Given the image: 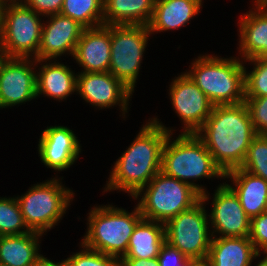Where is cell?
<instances>
[{"mask_svg":"<svg viewBox=\"0 0 267 266\" xmlns=\"http://www.w3.org/2000/svg\"><path fill=\"white\" fill-rule=\"evenodd\" d=\"M195 134L224 173L241 167L250 143L257 135L245 102L214 106Z\"/></svg>","mask_w":267,"mask_h":266,"instance_id":"6da1fadb","label":"cell"},{"mask_svg":"<svg viewBox=\"0 0 267 266\" xmlns=\"http://www.w3.org/2000/svg\"><path fill=\"white\" fill-rule=\"evenodd\" d=\"M157 118L143 125L140 132L115 162L105 191L119 190L134 197L161 171L162 150L171 129Z\"/></svg>","mask_w":267,"mask_h":266,"instance_id":"7a4b0ae2","label":"cell"},{"mask_svg":"<svg viewBox=\"0 0 267 266\" xmlns=\"http://www.w3.org/2000/svg\"><path fill=\"white\" fill-rule=\"evenodd\" d=\"M169 134L162 150L161 171L195 188L201 195L207 190L189 180L225 177L203 141L195 133H182L171 141Z\"/></svg>","mask_w":267,"mask_h":266,"instance_id":"3957f363","label":"cell"},{"mask_svg":"<svg viewBox=\"0 0 267 266\" xmlns=\"http://www.w3.org/2000/svg\"><path fill=\"white\" fill-rule=\"evenodd\" d=\"M185 73L216 105H235L245 101V67L243 61L202 55Z\"/></svg>","mask_w":267,"mask_h":266,"instance_id":"277c9868","label":"cell"},{"mask_svg":"<svg viewBox=\"0 0 267 266\" xmlns=\"http://www.w3.org/2000/svg\"><path fill=\"white\" fill-rule=\"evenodd\" d=\"M143 218L138 205L129 213L123 208L101 205L90 211L82 245L121 260L127 253L134 228Z\"/></svg>","mask_w":267,"mask_h":266,"instance_id":"5b68a950","label":"cell"},{"mask_svg":"<svg viewBox=\"0 0 267 266\" xmlns=\"http://www.w3.org/2000/svg\"><path fill=\"white\" fill-rule=\"evenodd\" d=\"M139 196L142 198L137 205L143 218L163 224L201 200V194L191 185L162 171L158 172L134 199Z\"/></svg>","mask_w":267,"mask_h":266,"instance_id":"8992f818","label":"cell"},{"mask_svg":"<svg viewBox=\"0 0 267 266\" xmlns=\"http://www.w3.org/2000/svg\"><path fill=\"white\" fill-rule=\"evenodd\" d=\"M34 184L26 194L16 197L24 222L30 231L44 234L62 219L74 193L55 177Z\"/></svg>","mask_w":267,"mask_h":266,"instance_id":"52a82bcc","label":"cell"},{"mask_svg":"<svg viewBox=\"0 0 267 266\" xmlns=\"http://www.w3.org/2000/svg\"><path fill=\"white\" fill-rule=\"evenodd\" d=\"M39 16L23 3L0 7V47L6 57L37 55L43 26Z\"/></svg>","mask_w":267,"mask_h":266,"instance_id":"ba28073f","label":"cell"},{"mask_svg":"<svg viewBox=\"0 0 267 266\" xmlns=\"http://www.w3.org/2000/svg\"><path fill=\"white\" fill-rule=\"evenodd\" d=\"M207 200L208 191L201 195V200L197 204L164 224L165 241L195 262L206 261L212 239V234L209 233L211 231L208 230L209 216L204 206Z\"/></svg>","mask_w":267,"mask_h":266,"instance_id":"9c48e42d","label":"cell"},{"mask_svg":"<svg viewBox=\"0 0 267 266\" xmlns=\"http://www.w3.org/2000/svg\"><path fill=\"white\" fill-rule=\"evenodd\" d=\"M150 34L146 25H111L109 72L133 92Z\"/></svg>","mask_w":267,"mask_h":266,"instance_id":"30bf717a","label":"cell"},{"mask_svg":"<svg viewBox=\"0 0 267 266\" xmlns=\"http://www.w3.org/2000/svg\"><path fill=\"white\" fill-rule=\"evenodd\" d=\"M169 86L170 101L184 124L183 133H197L214 105L186 73L174 78Z\"/></svg>","mask_w":267,"mask_h":266,"instance_id":"8fae6325","label":"cell"},{"mask_svg":"<svg viewBox=\"0 0 267 266\" xmlns=\"http://www.w3.org/2000/svg\"><path fill=\"white\" fill-rule=\"evenodd\" d=\"M37 63L35 58H5L0 66L1 109L37 98L36 71H33Z\"/></svg>","mask_w":267,"mask_h":266,"instance_id":"7c38bea8","label":"cell"},{"mask_svg":"<svg viewBox=\"0 0 267 266\" xmlns=\"http://www.w3.org/2000/svg\"><path fill=\"white\" fill-rule=\"evenodd\" d=\"M76 92L83 100L99 108L119 105L125 117L133 91L110 72H79Z\"/></svg>","mask_w":267,"mask_h":266,"instance_id":"4fadbf2b","label":"cell"},{"mask_svg":"<svg viewBox=\"0 0 267 266\" xmlns=\"http://www.w3.org/2000/svg\"><path fill=\"white\" fill-rule=\"evenodd\" d=\"M209 216L213 233L219 237H248L250 218L244 212L236 193L226 182L215 190Z\"/></svg>","mask_w":267,"mask_h":266,"instance_id":"5bb4252c","label":"cell"},{"mask_svg":"<svg viewBox=\"0 0 267 266\" xmlns=\"http://www.w3.org/2000/svg\"><path fill=\"white\" fill-rule=\"evenodd\" d=\"M49 17L48 25L44 23L42 26L39 50L34 58L36 60H55L65 53L72 56L85 28L77 21L62 14H53Z\"/></svg>","mask_w":267,"mask_h":266,"instance_id":"9a60e30c","label":"cell"},{"mask_svg":"<svg viewBox=\"0 0 267 266\" xmlns=\"http://www.w3.org/2000/svg\"><path fill=\"white\" fill-rule=\"evenodd\" d=\"M73 132L66 126H50L42 132L38 153L46 167L63 171L78 159L81 146Z\"/></svg>","mask_w":267,"mask_h":266,"instance_id":"2e32d148","label":"cell"},{"mask_svg":"<svg viewBox=\"0 0 267 266\" xmlns=\"http://www.w3.org/2000/svg\"><path fill=\"white\" fill-rule=\"evenodd\" d=\"M111 25L87 28L82 31L73 58L84 70L81 72H109Z\"/></svg>","mask_w":267,"mask_h":266,"instance_id":"e0dca14e","label":"cell"},{"mask_svg":"<svg viewBox=\"0 0 267 266\" xmlns=\"http://www.w3.org/2000/svg\"><path fill=\"white\" fill-rule=\"evenodd\" d=\"M254 3L256 8L246 12L239 21L238 49L245 62L252 58H267V8L261 2Z\"/></svg>","mask_w":267,"mask_h":266,"instance_id":"ac0fdd59","label":"cell"},{"mask_svg":"<svg viewBox=\"0 0 267 266\" xmlns=\"http://www.w3.org/2000/svg\"><path fill=\"white\" fill-rule=\"evenodd\" d=\"M224 178L231 179L234 185L229 186L238 196L244 212L250 219L267 211V181L262 177L235 168L226 172Z\"/></svg>","mask_w":267,"mask_h":266,"instance_id":"d6986e66","label":"cell"},{"mask_svg":"<svg viewBox=\"0 0 267 266\" xmlns=\"http://www.w3.org/2000/svg\"><path fill=\"white\" fill-rule=\"evenodd\" d=\"M259 256L249 237L213 235L205 262L207 266H251Z\"/></svg>","mask_w":267,"mask_h":266,"instance_id":"ffe728a7","label":"cell"},{"mask_svg":"<svg viewBox=\"0 0 267 266\" xmlns=\"http://www.w3.org/2000/svg\"><path fill=\"white\" fill-rule=\"evenodd\" d=\"M202 0H156L148 29L151 34L178 29L200 13Z\"/></svg>","mask_w":267,"mask_h":266,"instance_id":"44dd1931","label":"cell"},{"mask_svg":"<svg viewBox=\"0 0 267 266\" xmlns=\"http://www.w3.org/2000/svg\"><path fill=\"white\" fill-rule=\"evenodd\" d=\"M49 60H37L46 62L38 68L39 72L36 73V92L37 97L39 95L49 96L54 100L66 99L70 94L76 91L77 86V75L62 63L47 64Z\"/></svg>","mask_w":267,"mask_h":266,"instance_id":"7402d4cb","label":"cell"},{"mask_svg":"<svg viewBox=\"0 0 267 266\" xmlns=\"http://www.w3.org/2000/svg\"><path fill=\"white\" fill-rule=\"evenodd\" d=\"M156 0H103V25H148Z\"/></svg>","mask_w":267,"mask_h":266,"instance_id":"603a6c76","label":"cell"},{"mask_svg":"<svg viewBox=\"0 0 267 266\" xmlns=\"http://www.w3.org/2000/svg\"><path fill=\"white\" fill-rule=\"evenodd\" d=\"M43 234L31 231L22 235L0 236V263L7 266H35L39 254V238Z\"/></svg>","mask_w":267,"mask_h":266,"instance_id":"cb8c5ba5","label":"cell"},{"mask_svg":"<svg viewBox=\"0 0 267 266\" xmlns=\"http://www.w3.org/2000/svg\"><path fill=\"white\" fill-rule=\"evenodd\" d=\"M164 242V224L142 218L134 228L127 253L123 258L152 259L158 257Z\"/></svg>","mask_w":267,"mask_h":266,"instance_id":"d4e9b609","label":"cell"},{"mask_svg":"<svg viewBox=\"0 0 267 266\" xmlns=\"http://www.w3.org/2000/svg\"><path fill=\"white\" fill-rule=\"evenodd\" d=\"M60 14L77 21L85 29L103 25V0H64Z\"/></svg>","mask_w":267,"mask_h":266,"instance_id":"484cf974","label":"cell"},{"mask_svg":"<svg viewBox=\"0 0 267 266\" xmlns=\"http://www.w3.org/2000/svg\"><path fill=\"white\" fill-rule=\"evenodd\" d=\"M31 232L26 226L16 197H0V236Z\"/></svg>","mask_w":267,"mask_h":266,"instance_id":"4316f807","label":"cell"},{"mask_svg":"<svg viewBox=\"0 0 267 266\" xmlns=\"http://www.w3.org/2000/svg\"><path fill=\"white\" fill-rule=\"evenodd\" d=\"M241 169L267 181V135L257 134L250 146Z\"/></svg>","mask_w":267,"mask_h":266,"instance_id":"83f0119b","label":"cell"},{"mask_svg":"<svg viewBox=\"0 0 267 266\" xmlns=\"http://www.w3.org/2000/svg\"><path fill=\"white\" fill-rule=\"evenodd\" d=\"M247 61L253 63L254 67L250 73L245 67V97L267 96V58H252Z\"/></svg>","mask_w":267,"mask_h":266,"instance_id":"f1b7e54d","label":"cell"},{"mask_svg":"<svg viewBox=\"0 0 267 266\" xmlns=\"http://www.w3.org/2000/svg\"><path fill=\"white\" fill-rule=\"evenodd\" d=\"M81 247L83 250L65 259L68 266H120V260L116 257L89 249L82 244Z\"/></svg>","mask_w":267,"mask_h":266,"instance_id":"f546056e","label":"cell"},{"mask_svg":"<svg viewBox=\"0 0 267 266\" xmlns=\"http://www.w3.org/2000/svg\"><path fill=\"white\" fill-rule=\"evenodd\" d=\"M253 128L257 134L267 135V96L245 97Z\"/></svg>","mask_w":267,"mask_h":266,"instance_id":"4dcf8cb0","label":"cell"},{"mask_svg":"<svg viewBox=\"0 0 267 266\" xmlns=\"http://www.w3.org/2000/svg\"><path fill=\"white\" fill-rule=\"evenodd\" d=\"M256 251H262L267 258V211L262 212L250 220V232L248 236Z\"/></svg>","mask_w":267,"mask_h":266,"instance_id":"1f68e13d","label":"cell"},{"mask_svg":"<svg viewBox=\"0 0 267 266\" xmlns=\"http://www.w3.org/2000/svg\"><path fill=\"white\" fill-rule=\"evenodd\" d=\"M157 258L160 266H191L195 262L167 241L163 243Z\"/></svg>","mask_w":267,"mask_h":266,"instance_id":"d6a6232c","label":"cell"},{"mask_svg":"<svg viewBox=\"0 0 267 266\" xmlns=\"http://www.w3.org/2000/svg\"><path fill=\"white\" fill-rule=\"evenodd\" d=\"M64 0H24L22 3L34 10L37 14L46 15L60 14Z\"/></svg>","mask_w":267,"mask_h":266,"instance_id":"836d02e7","label":"cell"},{"mask_svg":"<svg viewBox=\"0 0 267 266\" xmlns=\"http://www.w3.org/2000/svg\"><path fill=\"white\" fill-rule=\"evenodd\" d=\"M120 266H160L157 257L152 259L122 258Z\"/></svg>","mask_w":267,"mask_h":266,"instance_id":"e575fe53","label":"cell"},{"mask_svg":"<svg viewBox=\"0 0 267 266\" xmlns=\"http://www.w3.org/2000/svg\"><path fill=\"white\" fill-rule=\"evenodd\" d=\"M35 266H68L66 261L63 260L62 262L55 263L51 261L50 259L45 258L42 256L36 263Z\"/></svg>","mask_w":267,"mask_h":266,"instance_id":"d590c367","label":"cell"},{"mask_svg":"<svg viewBox=\"0 0 267 266\" xmlns=\"http://www.w3.org/2000/svg\"><path fill=\"white\" fill-rule=\"evenodd\" d=\"M23 0H0V7L8 4H20Z\"/></svg>","mask_w":267,"mask_h":266,"instance_id":"8d00e7d4","label":"cell"},{"mask_svg":"<svg viewBox=\"0 0 267 266\" xmlns=\"http://www.w3.org/2000/svg\"><path fill=\"white\" fill-rule=\"evenodd\" d=\"M6 55L4 54L3 50L0 47V66L3 63V61L5 60Z\"/></svg>","mask_w":267,"mask_h":266,"instance_id":"74e56055","label":"cell"},{"mask_svg":"<svg viewBox=\"0 0 267 266\" xmlns=\"http://www.w3.org/2000/svg\"><path fill=\"white\" fill-rule=\"evenodd\" d=\"M256 266H267V258L263 257V259Z\"/></svg>","mask_w":267,"mask_h":266,"instance_id":"f35d334b","label":"cell"},{"mask_svg":"<svg viewBox=\"0 0 267 266\" xmlns=\"http://www.w3.org/2000/svg\"><path fill=\"white\" fill-rule=\"evenodd\" d=\"M191 266H207L206 262H194Z\"/></svg>","mask_w":267,"mask_h":266,"instance_id":"ab89813d","label":"cell"},{"mask_svg":"<svg viewBox=\"0 0 267 266\" xmlns=\"http://www.w3.org/2000/svg\"><path fill=\"white\" fill-rule=\"evenodd\" d=\"M260 2L267 8V0H261Z\"/></svg>","mask_w":267,"mask_h":266,"instance_id":"60d3db41","label":"cell"}]
</instances>
